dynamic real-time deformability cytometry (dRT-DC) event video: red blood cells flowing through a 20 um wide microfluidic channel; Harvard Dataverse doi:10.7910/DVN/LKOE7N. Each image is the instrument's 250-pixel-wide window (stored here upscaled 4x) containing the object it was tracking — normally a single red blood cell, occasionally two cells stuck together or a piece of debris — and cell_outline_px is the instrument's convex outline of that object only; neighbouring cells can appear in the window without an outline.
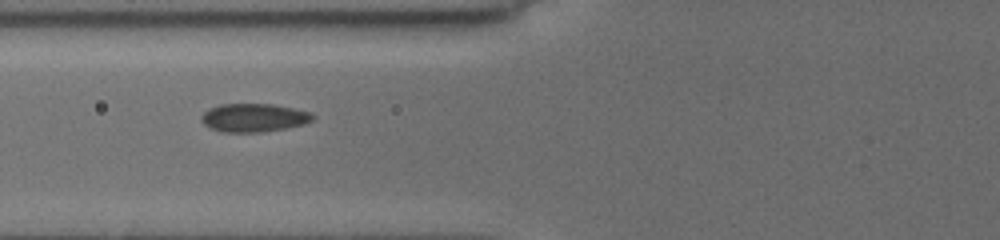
{"species": "common noctule bat (a hibernating species)", "species_latin": "Nyctalus noctula", "temperature_condition": "cold", "stored_images_in_passage": 4, "camera_frame_rate_fps": 3000, "um_per_image_px": 0.085, "animal": {"sex": "female", "body_mass_g": 19.5, "forearm_length_mm": 54.1}, "frame": {"image": 1, "passage_image": 2, "time_ms": 0.667, "image_size_px": [1000, 240], "cell_outline_px": [[316, 120], [304, 124], [284, 128], [260, 132], [220, 132], [208, 128], [200, 120], [200, 116], [208, 108], [220, 104], [276, 104], [312, 112], [316, 116]], "centroid_in_image_um": [21.58, 10.0], "position_along_channel_um": 104.2, "area_um2": 18.79}}
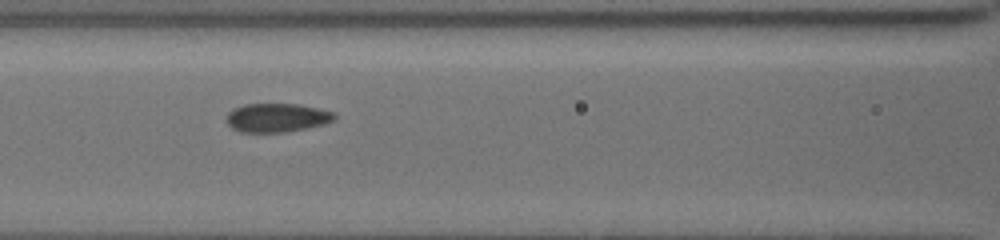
{"frame": {"image": 2, "passage_image": 3, "time_ms": 1.667, "image_size_px": [1000, 240], "cell_outline_px": [[336, 120], [324, 124], [308, 128], [284, 132], [240, 132], [232, 128], [228, 124], [228, 112], [232, 108], [244, 104], [300, 104], [336, 112]], "centroid_in_image_um": [23.58, 10.0], "position_along_channel_um": 143.0, "area_um2": 18.26}}
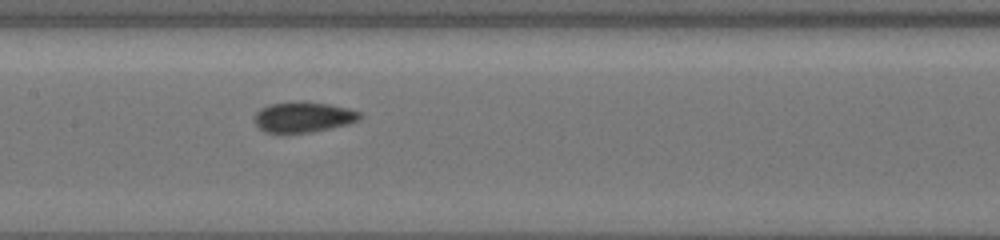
{"frame": {"image": 3, "passage_image": 4, "time_ms": 2.667, "image_size_px": [1000, 240], "cell_outline_px": [[364, 116], [360, 120], [348, 124], [312, 132], [264, 132], [256, 124], [252, 116], [260, 108], [272, 104], [296, 100], [304, 100], [328, 104], [348, 108], [360, 112]], "centroid_in_image_um": [25.79, 9.92], "position_along_channel_um": 181.6, "area_um2": 18.96}}